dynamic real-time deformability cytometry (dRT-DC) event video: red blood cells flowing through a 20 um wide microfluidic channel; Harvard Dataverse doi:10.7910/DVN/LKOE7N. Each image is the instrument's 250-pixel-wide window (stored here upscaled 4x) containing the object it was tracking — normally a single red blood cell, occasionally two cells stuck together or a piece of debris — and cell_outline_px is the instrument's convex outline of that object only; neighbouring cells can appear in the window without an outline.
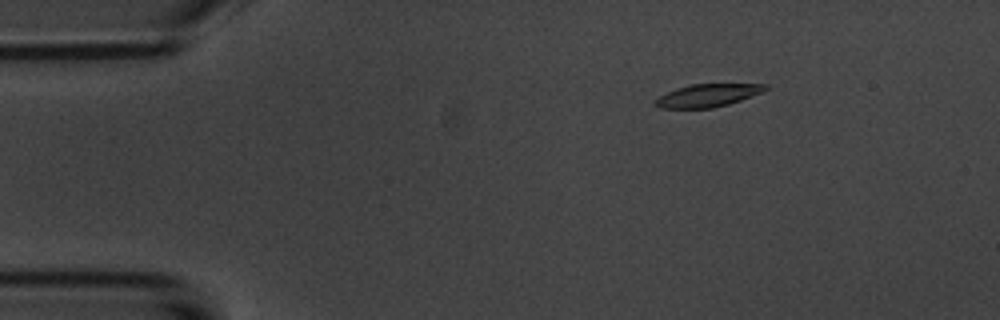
{"species": "common noctule bat (a hibernating species)", "species_latin": "Nyctalus noctula", "temperature_condition": "room temperature", "stored_images_in_passage": 4, "camera_frame_rate_fps": 3000, "um_per_image_px": 0.085, "animal": {"sex": "male", "body_mass_g": 20.1, "forearm_length_mm": 53.5}, "frame": {"image": 1, "passage_image": 2, "time_ms": 1.0, "image_size_px": [1000, 320], "cell_outline_px": [[768, 88], [760, 92], [740, 100], [728, 104], [712, 108], [660, 108], [652, 104], [652, 100], [676, 88], [692, 84], [768, 84]], "centroid_in_image_um": [60.08, 8.11], "position_along_channel_um": 24.9, "area_um2": 14.51}}